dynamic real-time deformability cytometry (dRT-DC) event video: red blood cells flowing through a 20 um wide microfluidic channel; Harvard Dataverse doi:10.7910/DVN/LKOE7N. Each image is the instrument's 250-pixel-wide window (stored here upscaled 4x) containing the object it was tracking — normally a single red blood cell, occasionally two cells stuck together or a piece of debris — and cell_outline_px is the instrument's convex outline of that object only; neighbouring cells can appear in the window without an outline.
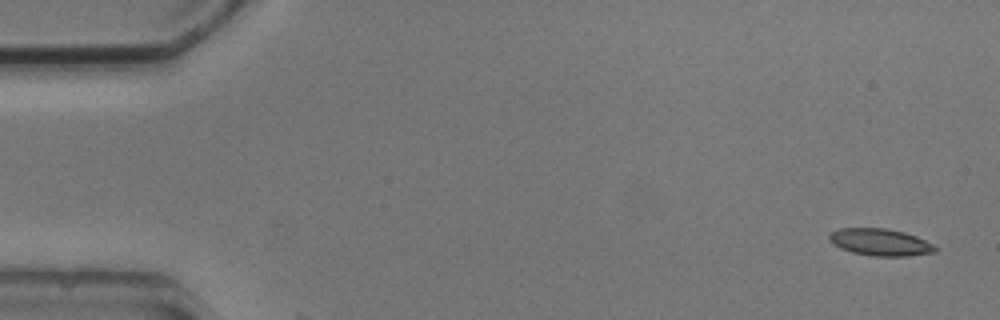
{"species": "common noctule bat (a hibernating species)", "species_latin": "Nyctalus noctula", "temperature_condition": "cold", "stored_images_in_passage": 3, "segment_of_instrument_passage": [2, 2], "camera_frame_rate_fps": 3000, "um_per_image_px": 0.085, "animal": {"sex": "male", "body_mass_g": 20.5, "forearm_length_mm": 52.5}, "frame": {"image": 1, "passage_image": 3, "time_ms": 2.333, "image_size_px": [1000, 320], "cell_outline_px": [[936, 252], [908, 256], [872, 256], [852, 252], [840, 248], [828, 236], [832, 232], [840, 228], [884, 228], [904, 232], [916, 236], [932, 244], [936, 248]], "centroid_in_image_um": [74.84, 20.59], "position_along_channel_um": 10.2, "area_um2": 16.42}}